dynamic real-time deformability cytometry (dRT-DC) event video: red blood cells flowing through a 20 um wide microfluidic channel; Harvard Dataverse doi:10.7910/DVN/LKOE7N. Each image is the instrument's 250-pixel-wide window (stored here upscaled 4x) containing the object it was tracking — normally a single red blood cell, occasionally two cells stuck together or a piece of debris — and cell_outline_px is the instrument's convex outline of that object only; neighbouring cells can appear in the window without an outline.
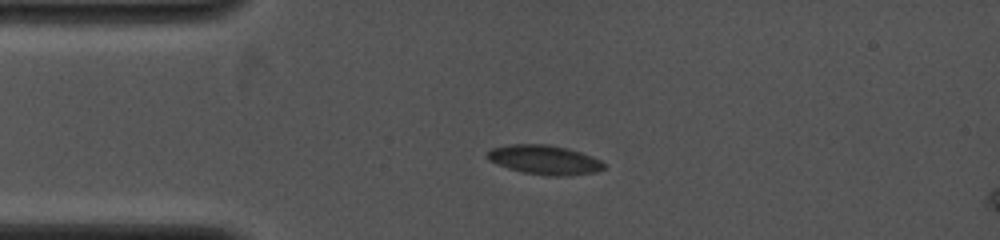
{"species": "common noctule bat (a hibernating species)", "species_latin": "Nyctalus noctula", "temperature_condition": "cold", "stored_images_in_passage": 28, "camera_frame_rate_fps": 4000, "um_per_image_px": 0.085, "animal": {"sex": "female", "body_mass_g": 19.0, "forearm_length_mm": 53.3}, "frame": {"image": 1, "passage_image": 6, "time_ms": 2.25, "image_size_px": [1000, 240], "cell_outline_px": [[604, 168], [596, 172], [568, 176], [548, 176], [524, 172], [508, 168], [488, 160], [484, 156], [492, 148], [508, 144], [548, 144], [568, 148], [592, 156], [600, 160], [604, 164]], "centroid_in_image_um": [46.27, 13.58], "position_along_channel_um": 38.7, "area_um2": 20.0}}
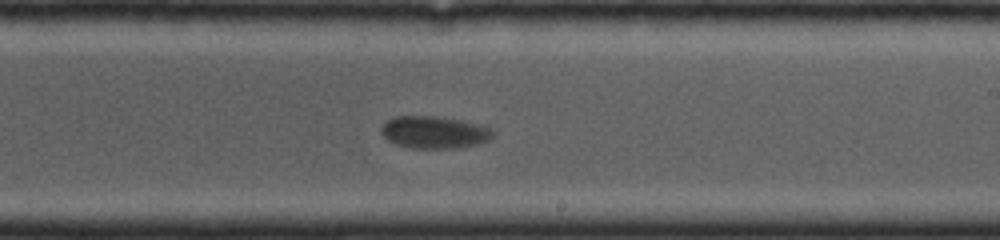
{"frame": {"image": 2, "passage_image": 19, "time_ms": 8.0, "image_size_px": [1000, 240], "cell_outline_px": [[496, 132], [488, 140], [480, 144], [456, 148], [412, 148], [396, 144], [388, 140], [380, 132], [380, 128], [388, 120], [396, 116], [440, 116], [460, 120], [476, 124], [488, 128]], "centroid_in_image_um": [36.9, 11.24], "position_along_channel_um": 252.1, "area_um2": 20.92}}
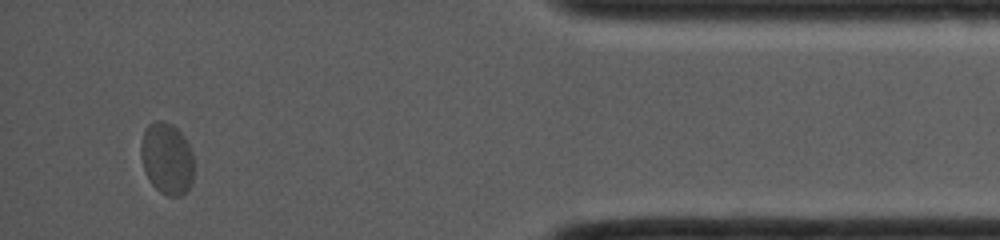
{"frame": {"image": 3, "passage_image": 28, "time_ms": 13.0, "image_size_px": [1000, 240], "cell_outline_px": [[192, 180], [188, 188], [180, 196], [168, 196], [160, 192], [152, 184], [144, 168], [140, 156], [140, 144], [144, 128], [148, 124], [156, 120], [160, 120], [172, 124], [184, 136], [192, 152]], "centroid_in_image_um": [14.15, 13.44], "position_along_channel_um": 421.0, "area_um2": 22.08}}